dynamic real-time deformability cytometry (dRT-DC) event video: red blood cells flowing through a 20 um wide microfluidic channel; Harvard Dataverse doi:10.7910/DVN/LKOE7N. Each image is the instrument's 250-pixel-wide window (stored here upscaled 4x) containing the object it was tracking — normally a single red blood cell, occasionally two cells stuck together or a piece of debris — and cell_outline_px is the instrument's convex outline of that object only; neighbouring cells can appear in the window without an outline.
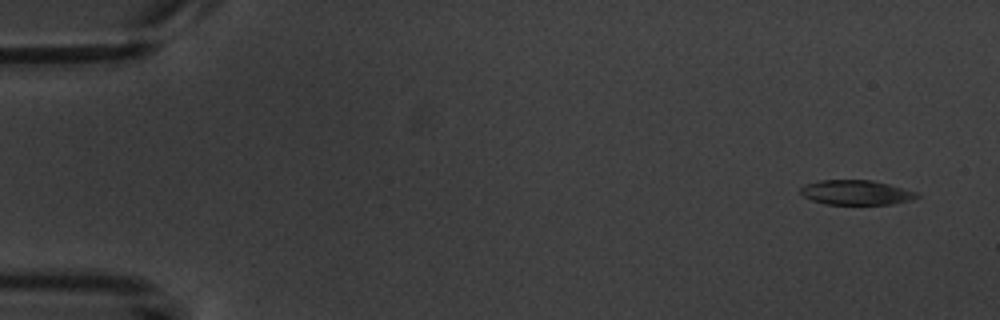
{"species": "common noctule bat (a hibernating species)", "species_latin": "Nyctalus noctula", "temperature_condition": "warm", "stored_images_in_passage": 5, "camera_frame_rate_fps": 3000, "um_per_image_px": 0.085, "animal": {"sex": "male", "body_mass_g": 20.1, "forearm_length_mm": 53.5}, "frame": {"image": 1, "passage_image": 1, "time_ms": 0.0, "image_size_px": [1000, 320], "cell_outline_px": [[920, 196], [912, 200], [892, 204], [824, 204], [812, 200], [804, 196], [800, 192], [800, 188], [804, 184], [820, 180], [872, 180], [920, 192]], "centroid_in_image_um": [72.8, 16.36], "position_along_channel_um": 12.2, "area_um2": 16.88}}